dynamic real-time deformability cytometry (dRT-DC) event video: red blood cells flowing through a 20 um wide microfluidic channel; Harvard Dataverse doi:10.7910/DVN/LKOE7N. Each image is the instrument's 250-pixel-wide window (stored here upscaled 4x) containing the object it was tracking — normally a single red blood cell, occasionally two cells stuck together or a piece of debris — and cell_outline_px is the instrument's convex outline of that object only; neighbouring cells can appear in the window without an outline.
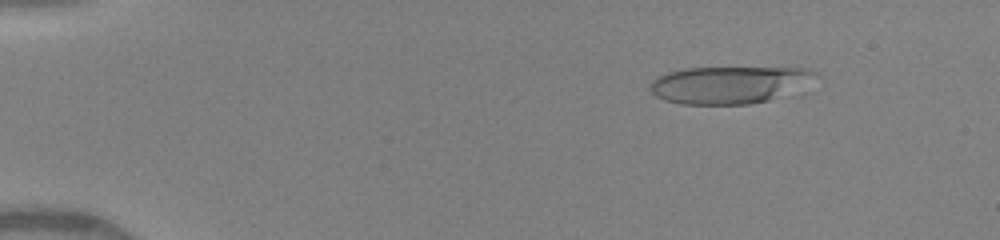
{"species": "human", "species_latin": "Homo sapiens", "temperature_condition": "warm", "stored_images_in_passage": 32, "camera_frame_rate_fps": 3000, "um_per_image_px": 0.085, "donor": {"sex": "female"}, "frame": {"image": 1, "passage_image": 7, "time_ms": 2.0, "image_size_px": [1000, 240], "cell_outline_px": [[820, 76], [768, 100], [748, 104], [680, 104], [664, 100], [656, 96], [652, 92], [648, 84], [656, 76], [668, 72], [684, 68], [808, 68], [816, 72]], "centroid_in_image_um": [61.86, 7.19], "position_along_channel_um": 23.1, "area_um2": 35.37}}
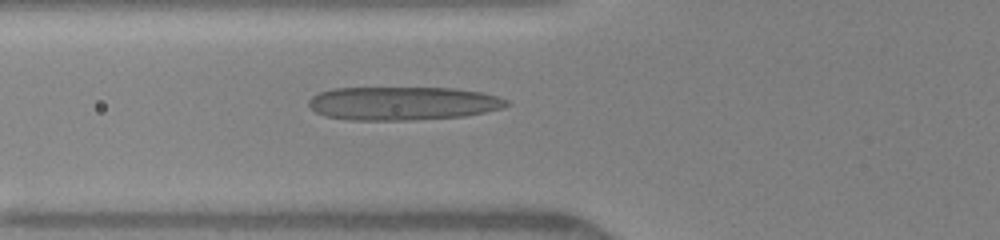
{"frame": {"image": 2, "passage_image": 18, "time_ms": 6.0, "image_size_px": [1000, 240], "cell_outline_px": [[512, 104], [504, 108], [464, 116], [412, 120], [352, 120], [324, 116], [316, 112], [308, 104], [308, 100], [312, 96], [320, 92], [332, 88], [452, 88], [480, 92], [496, 96], [508, 100]], "centroid_in_image_um": [34.24, 8.79], "position_along_channel_um": 91.6, "area_um2": 38.67}}
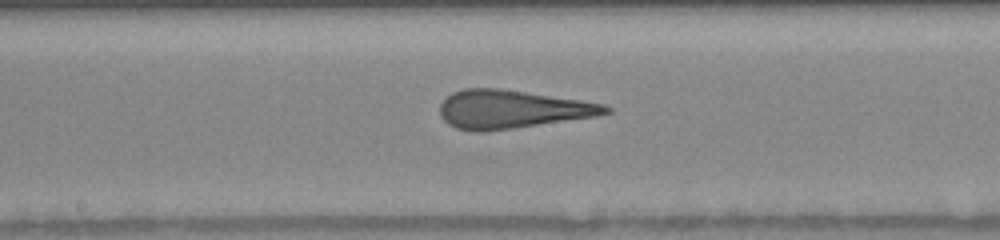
{"frame": {"image": 3, "passage_image": 25, "time_ms": 8.667, "image_size_px": [1000, 240], "cell_outline_px": [[612, 112], [592, 116], [512, 128], [484, 132], [476, 132], [456, 128], [448, 124], [440, 116], [440, 104], [444, 96], [452, 92], [464, 88], [500, 88], [580, 100], [604, 104], [612, 108]], "centroid_in_image_um": [43.42, 9.27], "position_along_channel_um": 204.8, "area_um2": 36.76}}